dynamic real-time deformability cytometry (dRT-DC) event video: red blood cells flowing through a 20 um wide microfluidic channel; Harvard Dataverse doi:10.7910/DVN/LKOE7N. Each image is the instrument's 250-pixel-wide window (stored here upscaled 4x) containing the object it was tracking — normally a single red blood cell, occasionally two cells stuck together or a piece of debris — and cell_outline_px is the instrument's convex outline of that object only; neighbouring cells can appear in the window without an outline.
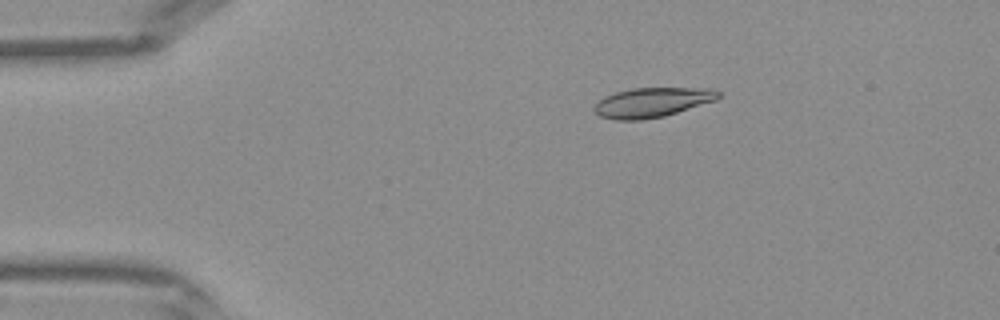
{"species": "Egyptian fruit bat (a non-hibernating species)", "species_latin": "Rousettus aegyptiacus", "temperature_condition": "warm", "stored_images_in_passage": 8, "camera_frame_rate_fps": 3000, "um_per_image_px": 0.085, "frame": {"image": 1, "passage_image": 3, "time_ms": 0.667, "image_size_px": [1000, 320], "cell_outline_px": [[720, 96], [716, 100], [664, 116], [640, 120], [616, 120], [600, 116], [592, 108], [604, 96], [616, 92], [632, 88], [716, 88], [720, 92]], "centroid_in_image_um": [55.45, 8.69], "position_along_channel_um": 29.6, "area_um2": 21.39}}